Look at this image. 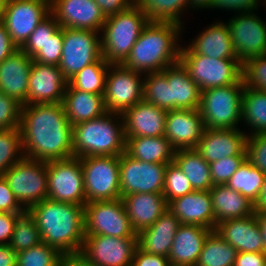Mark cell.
Instances as JSON below:
<instances>
[{
	"mask_svg": "<svg viewBox=\"0 0 266 266\" xmlns=\"http://www.w3.org/2000/svg\"><path fill=\"white\" fill-rule=\"evenodd\" d=\"M17 49L18 47L12 42L5 25L0 21V63Z\"/></svg>",
	"mask_w": 266,
	"mask_h": 266,
	"instance_id": "57",
	"label": "cell"
},
{
	"mask_svg": "<svg viewBox=\"0 0 266 266\" xmlns=\"http://www.w3.org/2000/svg\"><path fill=\"white\" fill-rule=\"evenodd\" d=\"M47 162L23 157L3 177L24 209L48 198Z\"/></svg>",
	"mask_w": 266,
	"mask_h": 266,
	"instance_id": "8",
	"label": "cell"
},
{
	"mask_svg": "<svg viewBox=\"0 0 266 266\" xmlns=\"http://www.w3.org/2000/svg\"><path fill=\"white\" fill-rule=\"evenodd\" d=\"M248 133L243 129L206 128L196 151L209 164L229 156H246Z\"/></svg>",
	"mask_w": 266,
	"mask_h": 266,
	"instance_id": "21",
	"label": "cell"
},
{
	"mask_svg": "<svg viewBox=\"0 0 266 266\" xmlns=\"http://www.w3.org/2000/svg\"><path fill=\"white\" fill-rule=\"evenodd\" d=\"M262 0H214L211 10L234 11L232 13H248L258 11L260 6H263ZM261 2V3H260ZM262 4V5H261Z\"/></svg>",
	"mask_w": 266,
	"mask_h": 266,
	"instance_id": "51",
	"label": "cell"
},
{
	"mask_svg": "<svg viewBox=\"0 0 266 266\" xmlns=\"http://www.w3.org/2000/svg\"><path fill=\"white\" fill-rule=\"evenodd\" d=\"M246 160V156H229L209 164L213 185L227 184L231 176Z\"/></svg>",
	"mask_w": 266,
	"mask_h": 266,
	"instance_id": "47",
	"label": "cell"
},
{
	"mask_svg": "<svg viewBox=\"0 0 266 266\" xmlns=\"http://www.w3.org/2000/svg\"><path fill=\"white\" fill-rule=\"evenodd\" d=\"M205 129L199 109H173L167 112L164 136L175 150L195 149Z\"/></svg>",
	"mask_w": 266,
	"mask_h": 266,
	"instance_id": "20",
	"label": "cell"
},
{
	"mask_svg": "<svg viewBox=\"0 0 266 266\" xmlns=\"http://www.w3.org/2000/svg\"><path fill=\"white\" fill-rule=\"evenodd\" d=\"M168 80V111L173 109H199L200 87L191 79L184 66L177 62L161 71Z\"/></svg>",
	"mask_w": 266,
	"mask_h": 266,
	"instance_id": "28",
	"label": "cell"
},
{
	"mask_svg": "<svg viewBox=\"0 0 266 266\" xmlns=\"http://www.w3.org/2000/svg\"><path fill=\"white\" fill-rule=\"evenodd\" d=\"M214 210V230L225 220L244 218L255 214V206L246 196L226 184L214 185L209 190Z\"/></svg>",
	"mask_w": 266,
	"mask_h": 266,
	"instance_id": "31",
	"label": "cell"
},
{
	"mask_svg": "<svg viewBox=\"0 0 266 266\" xmlns=\"http://www.w3.org/2000/svg\"><path fill=\"white\" fill-rule=\"evenodd\" d=\"M120 156L82 157L86 203L121 198Z\"/></svg>",
	"mask_w": 266,
	"mask_h": 266,
	"instance_id": "7",
	"label": "cell"
},
{
	"mask_svg": "<svg viewBox=\"0 0 266 266\" xmlns=\"http://www.w3.org/2000/svg\"><path fill=\"white\" fill-rule=\"evenodd\" d=\"M149 19L135 5L110 15L101 33V53L110 65H121L128 58L132 47Z\"/></svg>",
	"mask_w": 266,
	"mask_h": 266,
	"instance_id": "5",
	"label": "cell"
},
{
	"mask_svg": "<svg viewBox=\"0 0 266 266\" xmlns=\"http://www.w3.org/2000/svg\"><path fill=\"white\" fill-rule=\"evenodd\" d=\"M6 2L7 0H0V21H1L5 6H6Z\"/></svg>",
	"mask_w": 266,
	"mask_h": 266,
	"instance_id": "63",
	"label": "cell"
},
{
	"mask_svg": "<svg viewBox=\"0 0 266 266\" xmlns=\"http://www.w3.org/2000/svg\"><path fill=\"white\" fill-rule=\"evenodd\" d=\"M50 14V0H7L1 22L12 42L21 48L37 25Z\"/></svg>",
	"mask_w": 266,
	"mask_h": 266,
	"instance_id": "14",
	"label": "cell"
},
{
	"mask_svg": "<svg viewBox=\"0 0 266 266\" xmlns=\"http://www.w3.org/2000/svg\"><path fill=\"white\" fill-rule=\"evenodd\" d=\"M238 251L212 230L204 241L196 266H234Z\"/></svg>",
	"mask_w": 266,
	"mask_h": 266,
	"instance_id": "37",
	"label": "cell"
},
{
	"mask_svg": "<svg viewBox=\"0 0 266 266\" xmlns=\"http://www.w3.org/2000/svg\"><path fill=\"white\" fill-rule=\"evenodd\" d=\"M166 110L141 101L123 114L125 137H158L165 135Z\"/></svg>",
	"mask_w": 266,
	"mask_h": 266,
	"instance_id": "24",
	"label": "cell"
},
{
	"mask_svg": "<svg viewBox=\"0 0 266 266\" xmlns=\"http://www.w3.org/2000/svg\"><path fill=\"white\" fill-rule=\"evenodd\" d=\"M84 219L85 235L137 237L121 198L86 203Z\"/></svg>",
	"mask_w": 266,
	"mask_h": 266,
	"instance_id": "10",
	"label": "cell"
},
{
	"mask_svg": "<svg viewBox=\"0 0 266 266\" xmlns=\"http://www.w3.org/2000/svg\"><path fill=\"white\" fill-rule=\"evenodd\" d=\"M179 220L167 209L157 221L137 233V246L144 252L168 257Z\"/></svg>",
	"mask_w": 266,
	"mask_h": 266,
	"instance_id": "30",
	"label": "cell"
},
{
	"mask_svg": "<svg viewBox=\"0 0 266 266\" xmlns=\"http://www.w3.org/2000/svg\"><path fill=\"white\" fill-rule=\"evenodd\" d=\"M265 252H238L234 266H265Z\"/></svg>",
	"mask_w": 266,
	"mask_h": 266,
	"instance_id": "54",
	"label": "cell"
},
{
	"mask_svg": "<svg viewBox=\"0 0 266 266\" xmlns=\"http://www.w3.org/2000/svg\"><path fill=\"white\" fill-rule=\"evenodd\" d=\"M101 32L63 28V49L58 67L69 80L101 56Z\"/></svg>",
	"mask_w": 266,
	"mask_h": 266,
	"instance_id": "12",
	"label": "cell"
},
{
	"mask_svg": "<svg viewBox=\"0 0 266 266\" xmlns=\"http://www.w3.org/2000/svg\"><path fill=\"white\" fill-rule=\"evenodd\" d=\"M119 161L121 198L132 193H163L166 163L140 161L126 152Z\"/></svg>",
	"mask_w": 266,
	"mask_h": 266,
	"instance_id": "16",
	"label": "cell"
},
{
	"mask_svg": "<svg viewBox=\"0 0 266 266\" xmlns=\"http://www.w3.org/2000/svg\"><path fill=\"white\" fill-rule=\"evenodd\" d=\"M263 241V252L266 253V211H255Z\"/></svg>",
	"mask_w": 266,
	"mask_h": 266,
	"instance_id": "60",
	"label": "cell"
},
{
	"mask_svg": "<svg viewBox=\"0 0 266 266\" xmlns=\"http://www.w3.org/2000/svg\"><path fill=\"white\" fill-rule=\"evenodd\" d=\"M16 215L14 213L0 212V244H9Z\"/></svg>",
	"mask_w": 266,
	"mask_h": 266,
	"instance_id": "56",
	"label": "cell"
},
{
	"mask_svg": "<svg viewBox=\"0 0 266 266\" xmlns=\"http://www.w3.org/2000/svg\"><path fill=\"white\" fill-rule=\"evenodd\" d=\"M40 231L42 242L62 255L80 253L84 234V205L46 198L28 209Z\"/></svg>",
	"mask_w": 266,
	"mask_h": 266,
	"instance_id": "2",
	"label": "cell"
},
{
	"mask_svg": "<svg viewBox=\"0 0 266 266\" xmlns=\"http://www.w3.org/2000/svg\"><path fill=\"white\" fill-rule=\"evenodd\" d=\"M143 75L122 64L109 66L104 94L107 112L123 114L143 100Z\"/></svg>",
	"mask_w": 266,
	"mask_h": 266,
	"instance_id": "13",
	"label": "cell"
},
{
	"mask_svg": "<svg viewBox=\"0 0 266 266\" xmlns=\"http://www.w3.org/2000/svg\"><path fill=\"white\" fill-rule=\"evenodd\" d=\"M60 28L56 19L50 14L41 23L37 25L30 34L29 39L21 49L31 58H33L45 45L49 38Z\"/></svg>",
	"mask_w": 266,
	"mask_h": 266,
	"instance_id": "45",
	"label": "cell"
},
{
	"mask_svg": "<svg viewBox=\"0 0 266 266\" xmlns=\"http://www.w3.org/2000/svg\"><path fill=\"white\" fill-rule=\"evenodd\" d=\"M20 131L24 157L44 162L73 157V126L63 103L23 105Z\"/></svg>",
	"mask_w": 266,
	"mask_h": 266,
	"instance_id": "1",
	"label": "cell"
},
{
	"mask_svg": "<svg viewBox=\"0 0 266 266\" xmlns=\"http://www.w3.org/2000/svg\"><path fill=\"white\" fill-rule=\"evenodd\" d=\"M182 26L148 22L131 49L124 67L143 73L161 72L179 62ZM181 40V41H179ZM180 42V43H179Z\"/></svg>",
	"mask_w": 266,
	"mask_h": 266,
	"instance_id": "3",
	"label": "cell"
},
{
	"mask_svg": "<svg viewBox=\"0 0 266 266\" xmlns=\"http://www.w3.org/2000/svg\"><path fill=\"white\" fill-rule=\"evenodd\" d=\"M109 66L110 64L101 56L71 77L68 85L76 90L104 95Z\"/></svg>",
	"mask_w": 266,
	"mask_h": 266,
	"instance_id": "38",
	"label": "cell"
},
{
	"mask_svg": "<svg viewBox=\"0 0 266 266\" xmlns=\"http://www.w3.org/2000/svg\"><path fill=\"white\" fill-rule=\"evenodd\" d=\"M33 59L21 48L15 50L0 63V91L14 98L22 106L27 105L29 75Z\"/></svg>",
	"mask_w": 266,
	"mask_h": 266,
	"instance_id": "22",
	"label": "cell"
},
{
	"mask_svg": "<svg viewBox=\"0 0 266 266\" xmlns=\"http://www.w3.org/2000/svg\"><path fill=\"white\" fill-rule=\"evenodd\" d=\"M50 12L60 27L95 32L107 18L94 0H50Z\"/></svg>",
	"mask_w": 266,
	"mask_h": 266,
	"instance_id": "18",
	"label": "cell"
},
{
	"mask_svg": "<svg viewBox=\"0 0 266 266\" xmlns=\"http://www.w3.org/2000/svg\"><path fill=\"white\" fill-rule=\"evenodd\" d=\"M179 62L201 91L235 84L242 79L243 64L239 59H214L202 54H180Z\"/></svg>",
	"mask_w": 266,
	"mask_h": 266,
	"instance_id": "9",
	"label": "cell"
},
{
	"mask_svg": "<svg viewBox=\"0 0 266 266\" xmlns=\"http://www.w3.org/2000/svg\"><path fill=\"white\" fill-rule=\"evenodd\" d=\"M215 231L238 252H263L260 225L255 214L225 220L216 225Z\"/></svg>",
	"mask_w": 266,
	"mask_h": 266,
	"instance_id": "26",
	"label": "cell"
},
{
	"mask_svg": "<svg viewBox=\"0 0 266 266\" xmlns=\"http://www.w3.org/2000/svg\"><path fill=\"white\" fill-rule=\"evenodd\" d=\"M189 2V9H194L193 11H195L196 9H211L213 6V2L214 0H188Z\"/></svg>",
	"mask_w": 266,
	"mask_h": 266,
	"instance_id": "61",
	"label": "cell"
},
{
	"mask_svg": "<svg viewBox=\"0 0 266 266\" xmlns=\"http://www.w3.org/2000/svg\"><path fill=\"white\" fill-rule=\"evenodd\" d=\"M180 54H202L217 59H238L226 22H213L199 32L189 45L181 44Z\"/></svg>",
	"mask_w": 266,
	"mask_h": 266,
	"instance_id": "23",
	"label": "cell"
},
{
	"mask_svg": "<svg viewBox=\"0 0 266 266\" xmlns=\"http://www.w3.org/2000/svg\"><path fill=\"white\" fill-rule=\"evenodd\" d=\"M21 107L14 98L0 91V129L20 128Z\"/></svg>",
	"mask_w": 266,
	"mask_h": 266,
	"instance_id": "50",
	"label": "cell"
},
{
	"mask_svg": "<svg viewBox=\"0 0 266 266\" xmlns=\"http://www.w3.org/2000/svg\"><path fill=\"white\" fill-rule=\"evenodd\" d=\"M131 266H171V264L168 257L144 252L137 246Z\"/></svg>",
	"mask_w": 266,
	"mask_h": 266,
	"instance_id": "53",
	"label": "cell"
},
{
	"mask_svg": "<svg viewBox=\"0 0 266 266\" xmlns=\"http://www.w3.org/2000/svg\"><path fill=\"white\" fill-rule=\"evenodd\" d=\"M255 211H266V175L264 177L262 190L257 202L254 204Z\"/></svg>",
	"mask_w": 266,
	"mask_h": 266,
	"instance_id": "62",
	"label": "cell"
},
{
	"mask_svg": "<svg viewBox=\"0 0 266 266\" xmlns=\"http://www.w3.org/2000/svg\"><path fill=\"white\" fill-rule=\"evenodd\" d=\"M48 198L77 205L86 204L81 159H67L47 162Z\"/></svg>",
	"mask_w": 266,
	"mask_h": 266,
	"instance_id": "11",
	"label": "cell"
},
{
	"mask_svg": "<svg viewBox=\"0 0 266 266\" xmlns=\"http://www.w3.org/2000/svg\"><path fill=\"white\" fill-rule=\"evenodd\" d=\"M168 80L162 72L147 73L143 78V101L168 111Z\"/></svg>",
	"mask_w": 266,
	"mask_h": 266,
	"instance_id": "43",
	"label": "cell"
},
{
	"mask_svg": "<svg viewBox=\"0 0 266 266\" xmlns=\"http://www.w3.org/2000/svg\"><path fill=\"white\" fill-rule=\"evenodd\" d=\"M246 159L266 174V133L248 134Z\"/></svg>",
	"mask_w": 266,
	"mask_h": 266,
	"instance_id": "49",
	"label": "cell"
},
{
	"mask_svg": "<svg viewBox=\"0 0 266 266\" xmlns=\"http://www.w3.org/2000/svg\"><path fill=\"white\" fill-rule=\"evenodd\" d=\"M134 4L150 22L174 23L185 29L181 17L189 8L188 0H137Z\"/></svg>",
	"mask_w": 266,
	"mask_h": 266,
	"instance_id": "35",
	"label": "cell"
},
{
	"mask_svg": "<svg viewBox=\"0 0 266 266\" xmlns=\"http://www.w3.org/2000/svg\"><path fill=\"white\" fill-rule=\"evenodd\" d=\"M212 229L196 224H180L168 259L171 266H196L205 239Z\"/></svg>",
	"mask_w": 266,
	"mask_h": 266,
	"instance_id": "27",
	"label": "cell"
},
{
	"mask_svg": "<svg viewBox=\"0 0 266 266\" xmlns=\"http://www.w3.org/2000/svg\"><path fill=\"white\" fill-rule=\"evenodd\" d=\"M41 242L40 231L32 213L28 209H24L15 216V224L9 246L18 253Z\"/></svg>",
	"mask_w": 266,
	"mask_h": 266,
	"instance_id": "40",
	"label": "cell"
},
{
	"mask_svg": "<svg viewBox=\"0 0 266 266\" xmlns=\"http://www.w3.org/2000/svg\"><path fill=\"white\" fill-rule=\"evenodd\" d=\"M23 157L20 128L0 129V176Z\"/></svg>",
	"mask_w": 266,
	"mask_h": 266,
	"instance_id": "41",
	"label": "cell"
},
{
	"mask_svg": "<svg viewBox=\"0 0 266 266\" xmlns=\"http://www.w3.org/2000/svg\"><path fill=\"white\" fill-rule=\"evenodd\" d=\"M226 23L233 48L242 64L266 55V21L255 11L235 14Z\"/></svg>",
	"mask_w": 266,
	"mask_h": 266,
	"instance_id": "15",
	"label": "cell"
},
{
	"mask_svg": "<svg viewBox=\"0 0 266 266\" xmlns=\"http://www.w3.org/2000/svg\"><path fill=\"white\" fill-rule=\"evenodd\" d=\"M17 253L9 244H0V266H16Z\"/></svg>",
	"mask_w": 266,
	"mask_h": 266,
	"instance_id": "59",
	"label": "cell"
},
{
	"mask_svg": "<svg viewBox=\"0 0 266 266\" xmlns=\"http://www.w3.org/2000/svg\"><path fill=\"white\" fill-rule=\"evenodd\" d=\"M244 85L266 91V55L251 58L243 63Z\"/></svg>",
	"mask_w": 266,
	"mask_h": 266,
	"instance_id": "46",
	"label": "cell"
},
{
	"mask_svg": "<svg viewBox=\"0 0 266 266\" xmlns=\"http://www.w3.org/2000/svg\"><path fill=\"white\" fill-rule=\"evenodd\" d=\"M59 266H95L81 253L65 254L61 256Z\"/></svg>",
	"mask_w": 266,
	"mask_h": 266,
	"instance_id": "58",
	"label": "cell"
},
{
	"mask_svg": "<svg viewBox=\"0 0 266 266\" xmlns=\"http://www.w3.org/2000/svg\"><path fill=\"white\" fill-rule=\"evenodd\" d=\"M241 121L248 134L266 133V91L244 87Z\"/></svg>",
	"mask_w": 266,
	"mask_h": 266,
	"instance_id": "36",
	"label": "cell"
},
{
	"mask_svg": "<svg viewBox=\"0 0 266 266\" xmlns=\"http://www.w3.org/2000/svg\"><path fill=\"white\" fill-rule=\"evenodd\" d=\"M125 138V152L135 159L149 163L174 162L175 149L165 136Z\"/></svg>",
	"mask_w": 266,
	"mask_h": 266,
	"instance_id": "33",
	"label": "cell"
},
{
	"mask_svg": "<svg viewBox=\"0 0 266 266\" xmlns=\"http://www.w3.org/2000/svg\"><path fill=\"white\" fill-rule=\"evenodd\" d=\"M122 201L132 229L136 234L153 225L168 209L162 193H132L123 196Z\"/></svg>",
	"mask_w": 266,
	"mask_h": 266,
	"instance_id": "29",
	"label": "cell"
},
{
	"mask_svg": "<svg viewBox=\"0 0 266 266\" xmlns=\"http://www.w3.org/2000/svg\"><path fill=\"white\" fill-rule=\"evenodd\" d=\"M61 256L57 249L41 242L18 252L16 266H59Z\"/></svg>",
	"mask_w": 266,
	"mask_h": 266,
	"instance_id": "42",
	"label": "cell"
},
{
	"mask_svg": "<svg viewBox=\"0 0 266 266\" xmlns=\"http://www.w3.org/2000/svg\"><path fill=\"white\" fill-rule=\"evenodd\" d=\"M63 105L72 126L99 118L107 112L104 95L76 90L69 85L65 89Z\"/></svg>",
	"mask_w": 266,
	"mask_h": 266,
	"instance_id": "32",
	"label": "cell"
},
{
	"mask_svg": "<svg viewBox=\"0 0 266 266\" xmlns=\"http://www.w3.org/2000/svg\"><path fill=\"white\" fill-rule=\"evenodd\" d=\"M101 8L106 17L120 13L128 9L132 4L131 0H94Z\"/></svg>",
	"mask_w": 266,
	"mask_h": 266,
	"instance_id": "55",
	"label": "cell"
},
{
	"mask_svg": "<svg viewBox=\"0 0 266 266\" xmlns=\"http://www.w3.org/2000/svg\"><path fill=\"white\" fill-rule=\"evenodd\" d=\"M126 138L122 114L106 112L73 126V156H120Z\"/></svg>",
	"mask_w": 266,
	"mask_h": 266,
	"instance_id": "4",
	"label": "cell"
},
{
	"mask_svg": "<svg viewBox=\"0 0 266 266\" xmlns=\"http://www.w3.org/2000/svg\"><path fill=\"white\" fill-rule=\"evenodd\" d=\"M24 208L16 200L12 190L3 176H0V212L21 213Z\"/></svg>",
	"mask_w": 266,
	"mask_h": 266,
	"instance_id": "52",
	"label": "cell"
},
{
	"mask_svg": "<svg viewBox=\"0 0 266 266\" xmlns=\"http://www.w3.org/2000/svg\"><path fill=\"white\" fill-rule=\"evenodd\" d=\"M244 87L242 78L235 84L201 91L199 110L205 128L240 129Z\"/></svg>",
	"mask_w": 266,
	"mask_h": 266,
	"instance_id": "6",
	"label": "cell"
},
{
	"mask_svg": "<svg viewBox=\"0 0 266 266\" xmlns=\"http://www.w3.org/2000/svg\"><path fill=\"white\" fill-rule=\"evenodd\" d=\"M265 175L246 159L226 185L255 204L260 196Z\"/></svg>",
	"mask_w": 266,
	"mask_h": 266,
	"instance_id": "39",
	"label": "cell"
},
{
	"mask_svg": "<svg viewBox=\"0 0 266 266\" xmlns=\"http://www.w3.org/2000/svg\"><path fill=\"white\" fill-rule=\"evenodd\" d=\"M195 191L188 177L175 162L168 163L165 170L163 195L167 204L181 196Z\"/></svg>",
	"mask_w": 266,
	"mask_h": 266,
	"instance_id": "44",
	"label": "cell"
},
{
	"mask_svg": "<svg viewBox=\"0 0 266 266\" xmlns=\"http://www.w3.org/2000/svg\"><path fill=\"white\" fill-rule=\"evenodd\" d=\"M174 162L188 177L195 191H209L214 186L209 163L196 149L175 150Z\"/></svg>",
	"mask_w": 266,
	"mask_h": 266,
	"instance_id": "34",
	"label": "cell"
},
{
	"mask_svg": "<svg viewBox=\"0 0 266 266\" xmlns=\"http://www.w3.org/2000/svg\"><path fill=\"white\" fill-rule=\"evenodd\" d=\"M137 237L85 235L80 253L95 266H131Z\"/></svg>",
	"mask_w": 266,
	"mask_h": 266,
	"instance_id": "17",
	"label": "cell"
},
{
	"mask_svg": "<svg viewBox=\"0 0 266 266\" xmlns=\"http://www.w3.org/2000/svg\"><path fill=\"white\" fill-rule=\"evenodd\" d=\"M68 80L56 65L33 61L29 75L27 105L63 103Z\"/></svg>",
	"mask_w": 266,
	"mask_h": 266,
	"instance_id": "19",
	"label": "cell"
},
{
	"mask_svg": "<svg viewBox=\"0 0 266 266\" xmlns=\"http://www.w3.org/2000/svg\"><path fill=\"white\" fill-rule=\"evenodd\" d=\"M180 224H196L214 230V210L209 191H193L168 203Z\"/></svg>",
	"mask_w": 266,
	"mask_h": 266,
	"instance_id": "25",
	"label": "cell"
},
{
	"mask_svg": "<svg viewBox=\"0 0 266 266\" xmlns=\"http://www.w3.org/2000/svg\"><path fill=\"white\" fill-rule=\"evenodd\" d=\"M62 49L63 27H60L32 59L41 64L58 66L62 56Z\"/></svg>",
	"mask_w": 266,
	"mask_h": 266,
	"instance_id": "48",
	"label": "cell"
}]
</instances>
